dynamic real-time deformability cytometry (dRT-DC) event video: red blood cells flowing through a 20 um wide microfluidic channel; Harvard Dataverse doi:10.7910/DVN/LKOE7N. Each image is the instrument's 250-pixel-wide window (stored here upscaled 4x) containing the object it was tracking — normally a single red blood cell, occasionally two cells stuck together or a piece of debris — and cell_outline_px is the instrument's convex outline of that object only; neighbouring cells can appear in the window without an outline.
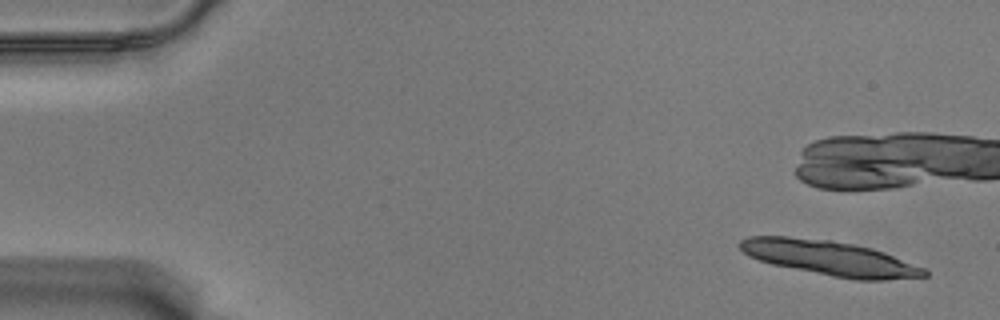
{"species": "Egyptian fruit bat (a non-hibernating species)", "species_latin": "Rousettus aegyptiacus", "temperature_condition": "warm", "stored_images_in_passage": 12, "camera_frame_rate_fps": 3000, "um_per_image_px": 0.085, "animal": {"sex": "male"}, "frame": {"image": 1, "passage_image": 1, "time_ms": 0.0, "image_size_px": [1000, 320], "cell_outline_px": [[928, 276], [884, 280], [856, 280], [832, 276], [772, 264], [748, 256], [740, 248], [740, 240], [748, 236], [788, 236], [832, 240], [872, 248], [884, 252], [924, 268], [928, 272]], "centroid_in_image_um": [70.53, 21.93], "position_along_channel_um": 14.5, "area_um2": 37.17}}